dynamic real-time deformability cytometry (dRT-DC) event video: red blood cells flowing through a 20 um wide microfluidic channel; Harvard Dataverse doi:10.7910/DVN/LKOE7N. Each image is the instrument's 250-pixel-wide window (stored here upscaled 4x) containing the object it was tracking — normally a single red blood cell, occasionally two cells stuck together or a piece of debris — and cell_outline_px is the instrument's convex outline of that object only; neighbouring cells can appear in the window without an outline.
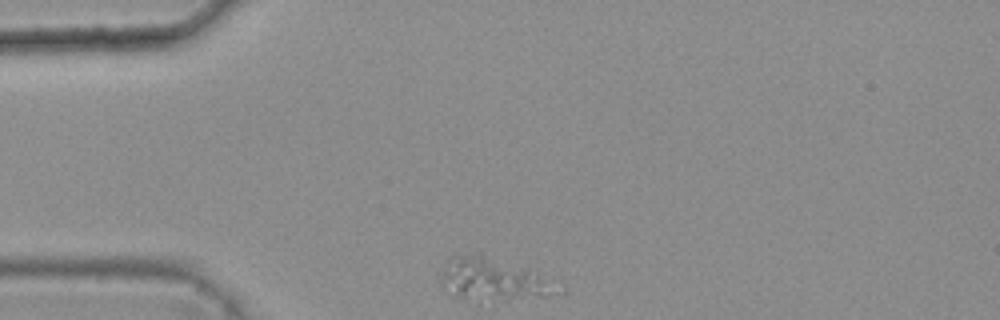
{"species": "common noctule bat (a hibernating species)", "species_latin": "Nyctalus noctula", "temperature_condition": "warm", "stored_images_in_passage": 32, "camera_frame_rate_fps": 3000, "um_per_image_px": 0.085, "animal": {"sex": "female", "body_mass_g": 25.1}, "frame": {"image": 1, "passage_image": 1, "time_ms": 0.0, "image_size_px": [1000, 320], "cell_outline_px": [[564, 296], [480, 304], [476, 304], [452, 296], [444, 288], [440, 280], [448, 260], [456, 252], [480, 248], [560, 280], [564, 288]], "centroid_in_image_um": [42.11, 23.73], "position_along_channel_um": 42.9, "area_um2": 33.41}}
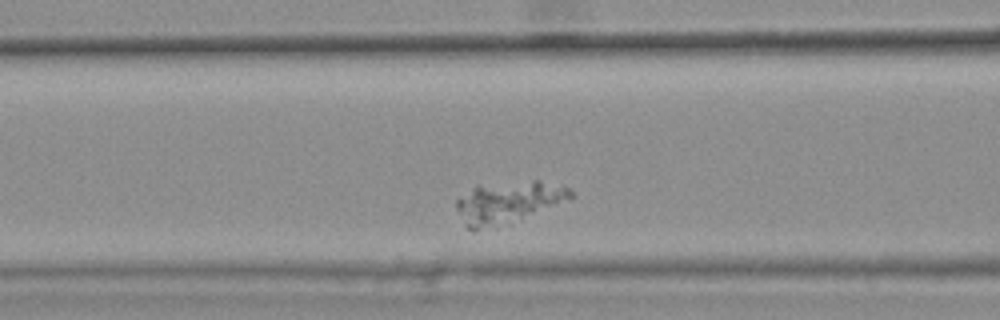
{"frame": {"image": 2, "passage_image": 10, "time_ms": 3.0, "image_size_px": [1000, 320], "cell_outline_px": [[572, 196], [520, 216], [472, 232], [464, 224], [456, 208], [456, 200], [476, 184], [532, 180], [540, 180], [568, 188], [572, 192]], "centroid_in_image_um": [43.02, 17.12], "position_along_channel_um": 123.6, "area_um2": 26.24}}
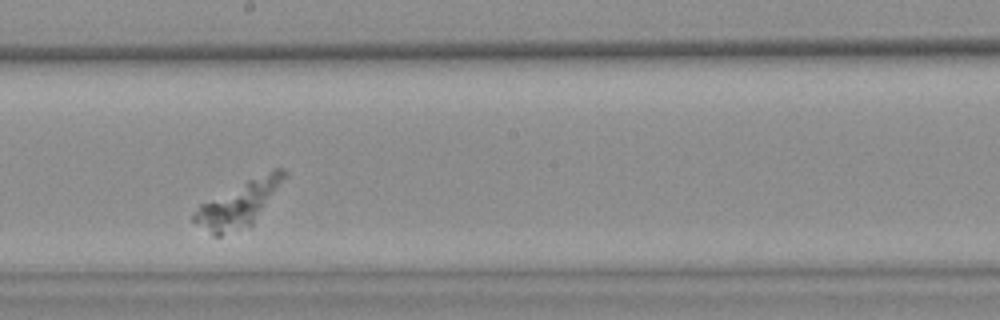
{"frame": {"image": 3, "passage_image": 19, "time_ms": 6.0, "image_size_px": [1000, 320], "cell_outline_px": [[288, 176], [252, 224], [220, 236], [212, 236], [192, 220], [192, 212], [200, 204], [272, 168], [280, 168], [288, 172]], "centroid_in_image_um": [20.31, 17.32], "position_along_channel_um": 227.9, "area_um2": 23.47}}